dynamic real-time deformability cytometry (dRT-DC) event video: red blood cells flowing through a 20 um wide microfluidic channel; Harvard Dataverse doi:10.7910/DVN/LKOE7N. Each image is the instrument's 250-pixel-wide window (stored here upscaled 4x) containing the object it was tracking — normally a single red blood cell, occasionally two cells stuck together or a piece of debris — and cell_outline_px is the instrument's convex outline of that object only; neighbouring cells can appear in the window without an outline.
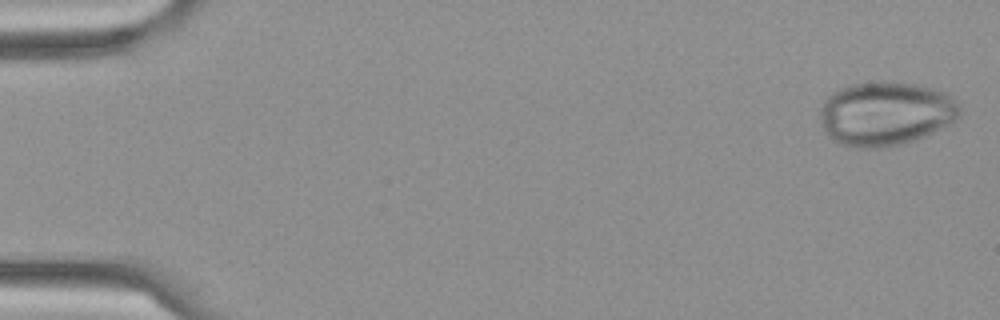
{"species": "Egyptian fruit bat (a non-hibernating species)", "species_latin": "Rousettus aegyptiacus", "temperature_condition": "cold", "stored_images_in_passage": 9, "camera_frame_rate_fps": 3000, "um_per_image_px": 0.085, "frame": {"image": 1, "passage_image": 1, "time_ms": 0.0, "image_size_px": [1000, 320], "cell_outline_px": [[960, 116], [948, 124], [916, 140], [900, 144], [880, 148], [856, 148], [840, 144], [828, 136], [820, 120], [820, 108], [824, 100], [832, 92], [848, 84], [876, 80], [888, 80], [916, 84], [932, 88], [944, 92], [952, 96], [960, 104]], "centroid_in_image_um": [75.26, 9.63], "position_along_channel_um": 9.7, "area_um2": 52.71}}